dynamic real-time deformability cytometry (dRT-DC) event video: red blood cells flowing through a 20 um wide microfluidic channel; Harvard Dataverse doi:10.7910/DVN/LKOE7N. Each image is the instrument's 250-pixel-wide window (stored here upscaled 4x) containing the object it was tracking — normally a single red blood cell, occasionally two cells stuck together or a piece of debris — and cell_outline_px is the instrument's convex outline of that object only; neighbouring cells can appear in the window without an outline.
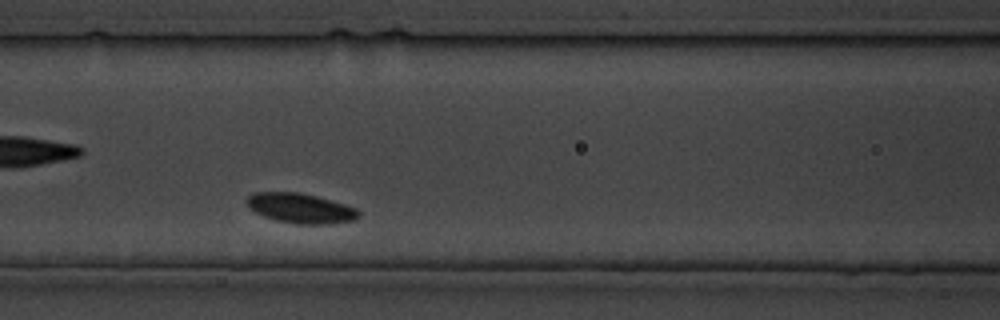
{"species": "common noctule bat (a hibernating species)", "species_latin": "Nyctalus noctula", "temperature_condition": "cold", "stored_images_in_passage": 20, "camera_frame_rate_fps": 3000, "um_per_image_px": 0.085, "animal": {"sex": "male", "body_mass_g": 19.5, "forearm_length_mm": 54.6}, "frame": {"image": 1, "passage_image": 6, "time_ms": 5.667, "image_size_px": [1000, 320], "cell_outline_px": [[360, 216], [356, 220], [328, 224], [296, 224], [276, 220], [264, 216], [248, 208], [248, 196], [256, 192], [300, 192], [316, 196], [344, 204], [356, 208], [360, 212]], "centroid_in_image_um": [25.58, 17.71], "position_along_channel_um": 141.0, "area_um2": 19.42}}
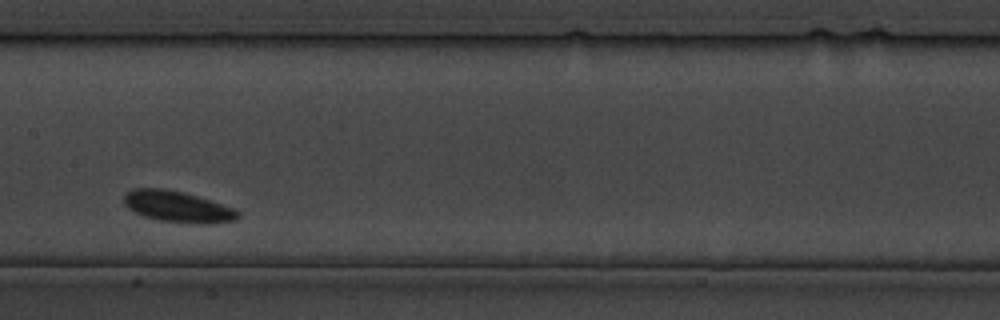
{"frame": {"image": 2, "passage_image": 9, "time_ms": 9.333, "image_size_px": [1000, 320], "cell_outline_px": [[240, 216], [236, 220], [212, 224], [196, 224], [156, 220], [144, 216], [128, 208], [124, 204], [124, 196], [132, 188], [164, 188], [184, 192], [236, 208], [240, 212]], "centroid_in_image_um": [15.14, 17.58], "position_along_channel_um": 192.3, "area_um2": 20.98}}